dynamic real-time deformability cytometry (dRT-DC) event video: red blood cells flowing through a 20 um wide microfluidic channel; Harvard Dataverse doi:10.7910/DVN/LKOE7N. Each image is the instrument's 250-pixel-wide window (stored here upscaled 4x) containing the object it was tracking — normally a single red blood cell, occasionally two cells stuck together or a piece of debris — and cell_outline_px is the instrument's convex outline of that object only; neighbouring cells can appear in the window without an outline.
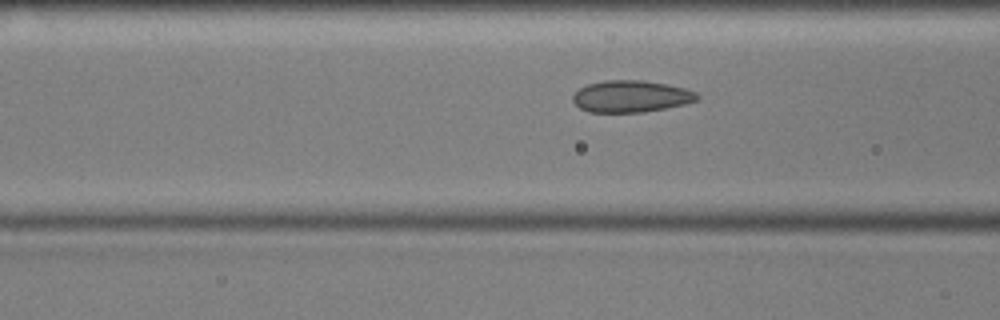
{"species": "common noctule bat (a hibernating species)", "species_latin": "Nyctalus noctula", "temperature_condition": "cold", "stored_images_in_passage": 55, "camera_frame_rate_fps": 3000, "um_per_image_px": 0.085, "animal": {"sex": "male", "body_mass_g": 17.9, "forearm_length_mm": 54.2}, "frame": {"image": 1, "passage_image": 20, "time_ms": 6.333, "image_size_px": [1000, 320], "cell_outline_px": [[700, 96], [696, 100], [684, 104], [644, 112], [588, 112], [580, 108], [572, 100], [572, 96], [580, 88], [588, 84], [604, 80], [640, 80], [668, 84], [684, 88], [696, 92]], "centroid_in_image_um": [53.62, 8.19], "position_along_channel_um": 113.0, "area_um2": 22.95}}
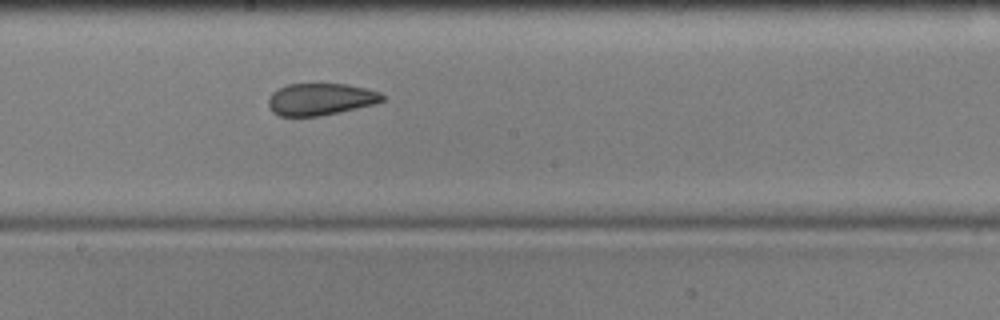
{"frame": {"image": 2, "passage_image": 29, "time_ms": 9.333, "image_size_px": [1000, 320], "cell_outline_px": [[384, 100], [376, 104], [320, 116], [280, 116], [272, 112], [268, 108], [268, 100], [272, 92], [288, 84], [348, 84], [368, 88], [380, 92], [384, 96]], "centroid_in_image_um": [27.26, 8.43], "position_along_channel_um": 220.9, "area_um2": 21.39}}
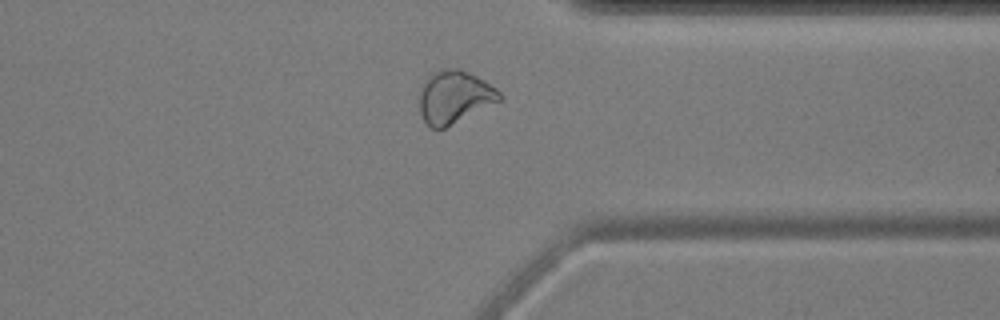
{"frame": {"image": 3, "passage_image": 42, "time_ms": 13.667, "image_size_px": [1000, 320], "cell_outline_px": [[500, 100], [444, 128], [428, 128], [420, 112], [420, 92], [424, 80], [428, 76], [444, 68], [460, 68], [484, 80], [496, 88], [500, 92]], "centroid_in_image_um": [38.59, 8.23], "position_along_channel_um": 372.8, "area_um2": 24.22}, "authors_computed_cell_mechanics": {"area_um2": 23.8136, "velocity_mm_per_s": 3.5882, "shape_relaxation_time_tau1_ms": null, "shape_relaxation_time_tau2_ms": 2.1592, "deformation_change_tau1": null, "deformation_change_tau2": 0.0485}}